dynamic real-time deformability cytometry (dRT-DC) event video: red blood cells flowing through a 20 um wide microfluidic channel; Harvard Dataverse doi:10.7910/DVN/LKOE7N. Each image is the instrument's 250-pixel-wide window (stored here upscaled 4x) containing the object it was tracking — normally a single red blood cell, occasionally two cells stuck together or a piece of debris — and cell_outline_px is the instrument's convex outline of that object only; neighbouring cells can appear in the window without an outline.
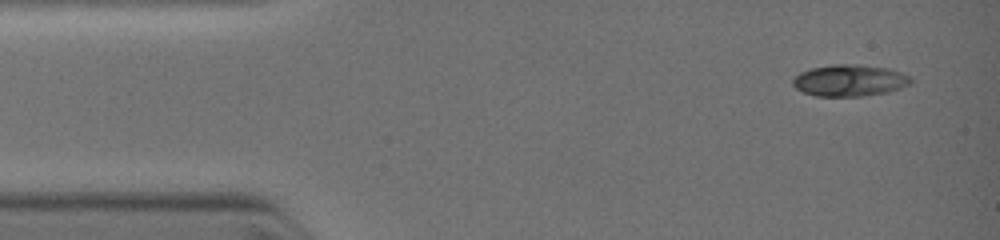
{"species": "common noctule bat (a hibernating species)", "species_latin": "Nyctalus noctula", "temperature_condition": "warm", "stored_images_in_passage": 10, "camera_frame_rate_fps": 3000, "um_per_image_px": 0.085, "animal": {"sex": "female", "body_mass_g": 19.0, "forearm_length_mm": 51.5}, "frame": {"image": 1, "passage_image": 1, "time_ms": 0.0, "image_size_px": [1000, 240], "cell_outline_px": [[912, 80], [908, 84], [900, 88], [888, 92], [864, 96], [816, 96], [804, 92], [796, 88], [792, 84], [792, 80], [800, 72], [812, 68], [832, 64], [856, 64], [888, 68], [912, 76]], "centroid_in_image_um": [72.22, 6.83], "position_along_channel_um": 12.8, "area_um2": 21.73}}
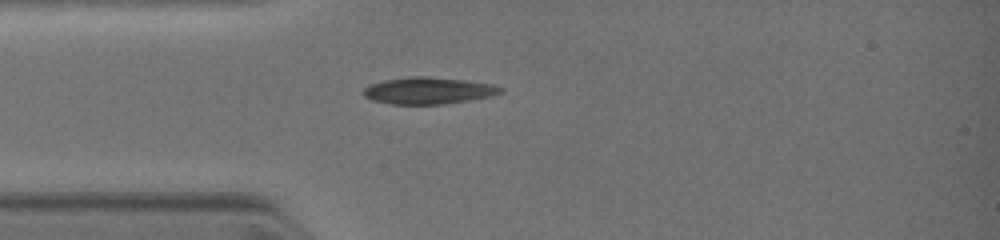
{"frame": {"image": 2, "passage_image": 6, "time_ms": 2.333, "image_size_px": [1000, 240], "cell_outline_px": [[504, 92], [492, 96], [468, 100], [440, 104], [392, 104], [372, 100], [364, 96], [360, 92], [364, 88], [372, 84], [384, 80], [412, 76], [428, 76], [468, 80], [492, 84], [504, 88]], "centroid_in_image_um": [36.43, 7.69], "position_along_channel_um": 48.6, "area_um2": 21.5}}
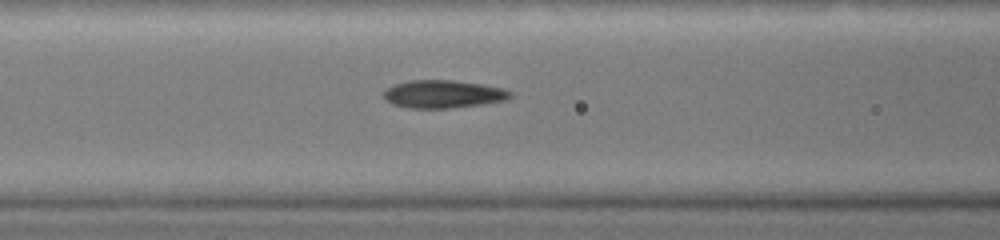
{"frame": {"image": 3, "passage_image": 10, "time_ms": 4.0, "image_size_px": [1000, 240], "cell_outline_px": [[512, 96], [508, 100], [480, 104], [448, 108], [408, 108], [392, 104], [384, 96], [384, 88], [392, 84], [408, 80], [452, 80], [484, 84], [508, 88], [512, 92]], "centroid_in_image_um": [37.7, 7.98], "position_along_channel_um": 128.9, "area_um2": 20.87}}